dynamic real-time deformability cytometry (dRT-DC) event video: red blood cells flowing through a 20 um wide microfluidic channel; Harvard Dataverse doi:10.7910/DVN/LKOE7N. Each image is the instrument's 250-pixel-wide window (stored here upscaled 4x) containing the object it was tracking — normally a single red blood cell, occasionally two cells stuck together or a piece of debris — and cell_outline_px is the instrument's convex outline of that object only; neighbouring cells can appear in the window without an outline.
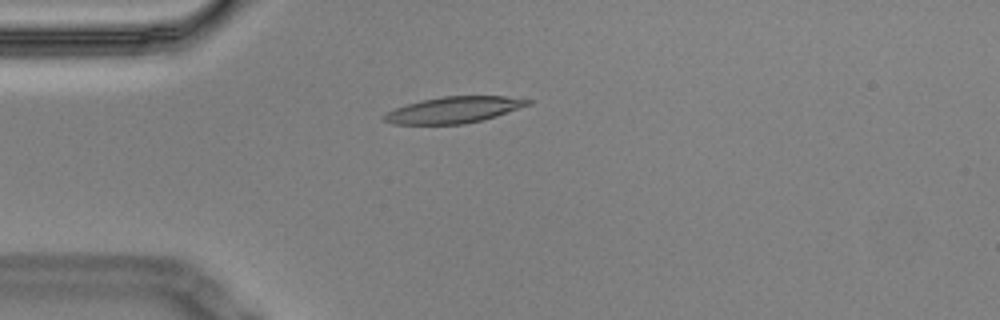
{"species": "Egyptian fruit bat (a non-hibernating species)", "species_latin": "Rousettus aegyptiacus", "temperature_condition": "cold", "stored_images_in_passage": 7, "camera_frame_rate_fps": 3000, "um_per_image_px": 0.085, "animal": {"sex": "male"}, "frame": {"image": 1, "passage_image": 4, "time_ms": 1.0, "image_size_px": [1000, 320], "cell_outline_px": [[532, 104], [496, 116], [464, 124], [392, 124], [380, 120], [388, 112], [396, 108], [420, 100], [444, 96], [504, 96], [532, 100]], "centroid_in_image_um": [38.58, 9.34], "position_along_channel_um": 46.4, "area_um2": 21.91}}
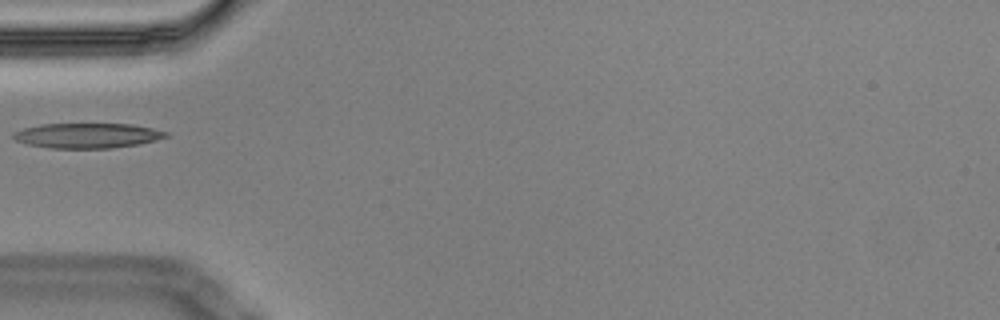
{"frame": {"image": 2, "passage_image": 5, "time_ms": 1.333, "image_size_px": [1000, 320], "cell_outline_px": [[168, 136], [156, 140], [140, 144], [112, 148], [48, 148], [28, 144], [16, 140], [12, 136], [12, 132], [24, 128], [40, 124], [132, 124], [152, 128], [168, 132]], "centroid_in_image_um": [7.42, 11.52], "position_along_channel_um": 77.6, "area_um2": 22.25}}
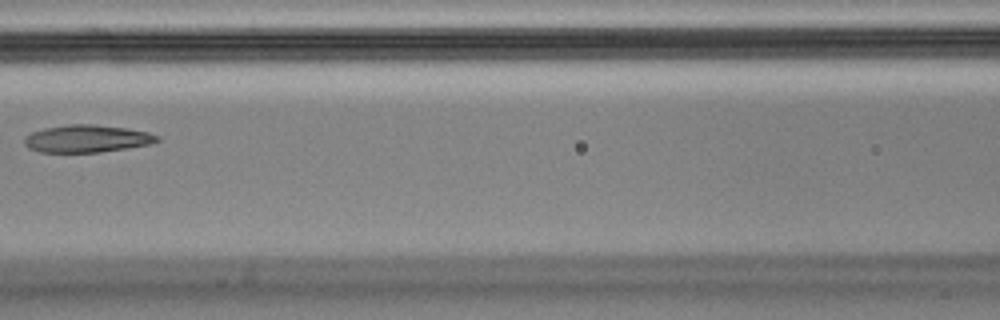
{"frame": {"image": 3, "passage_image": 7, "time_ms": 2.0, "image_size_px": [1000, 320], "cell_outline_px": [[160, 140], [148, 144], [100, 152], [40, 152], [28, 148], [24, 144], [24, 136], [32, 132], [44, 128], [68, 124], [92, 124], [124, 128], [148, 132], [160, 136]], "centroid_in_image_um": [7.34, 11.78], "position_along_channel_um": 159.3, "area_um2": 21.1}}